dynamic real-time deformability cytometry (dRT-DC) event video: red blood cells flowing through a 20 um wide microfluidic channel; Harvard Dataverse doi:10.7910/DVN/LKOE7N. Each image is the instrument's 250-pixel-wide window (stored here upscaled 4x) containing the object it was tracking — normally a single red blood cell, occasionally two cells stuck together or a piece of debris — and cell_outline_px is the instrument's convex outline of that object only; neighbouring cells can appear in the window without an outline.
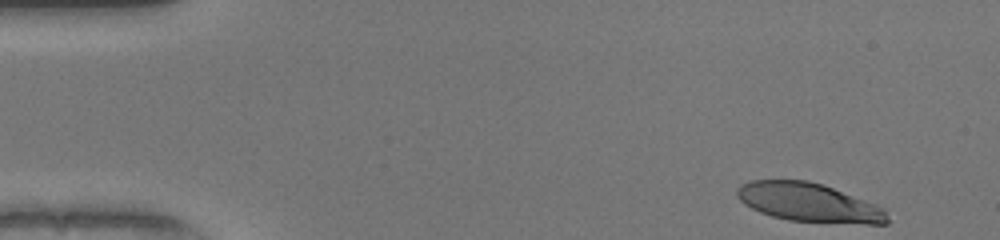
{"species": "human", "species_latin": "Homo sapiens", "temperature_condition": "warm", "stored_images_in_passage": 47, "camera_frame_rate_fps": 3000, "um_per_image_px": 0.085, "donor": {"sex": "female"}, "frame": {"image": 1, "passage_image": 1, "time_ms": 0.0, "image_size_px": [1000, 240], "cell_outline_px": [[888, 224], [868, 224], [788, 220], [772, 216], [760, 212], [744, 204], [736, 196], [736, 188], [740, 184], [748, 180], [808, 180], [832, 188], [876, 204], [884, 208], [888, 220]], "centroid_in_image_um": [68.71, 17.21], "position_along_channel_um": 16.3, "area_um2": 33.81}}
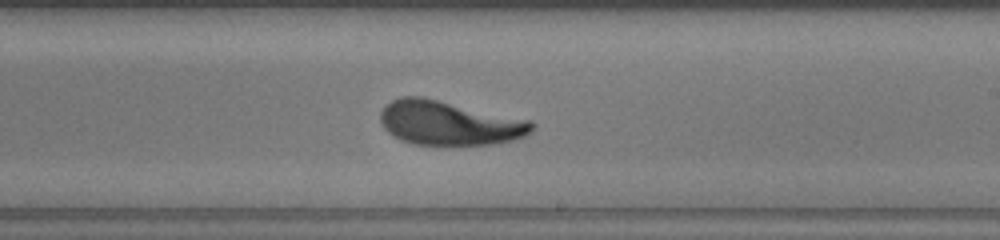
{"frame": {"image": 2, "passage_image": 27, "time_ms": 8.667, "image_size_px": [1000, 240], "cell_outline_px": [[536, 124], [532, 132], [524, 136], [512, 140], [496, 144], [412, 144], [400, 140], [388, 132], [384, 128], [380, 120], [380, 112], [384, 104], [400, 96], [420, 96], [532, 120]], "centroid_in_image_um": [38.18, 10.44], "position_along_channel_um": 250.8, "area_um2": 39.19}}
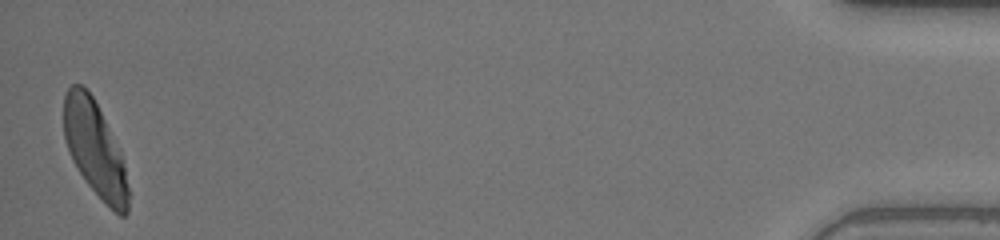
{"frame": {"image": 3, "passage_image": 47, "time_ms": 15.333, "image_size_px": [1000, 240], "cell_outline_px": [[128, 212], [124, 216], [120, 216], [88, 184], [72, 160], [64, 136], [64, 96], [68, 88], [72, 84], [80, 84], [92, 96], [120, 152], [124, 168], [128, 188]], "centroid_in_image_um": [8.04, 12.64], "position_along_channel_um": 427.2, "area_um2": 34.45}, "authors_computed_cell_mechanics": {"area_um2": 38.2636, "velocity_mm_per_s": 4.0794, "shape_relaxation_time_tau1_ms": 3.9703, "shape_relaxation_time_tau2_ms": 0.9704, "deformation_change_tau1": 0.2045, "deformation_change_tau2": 0.0847}}